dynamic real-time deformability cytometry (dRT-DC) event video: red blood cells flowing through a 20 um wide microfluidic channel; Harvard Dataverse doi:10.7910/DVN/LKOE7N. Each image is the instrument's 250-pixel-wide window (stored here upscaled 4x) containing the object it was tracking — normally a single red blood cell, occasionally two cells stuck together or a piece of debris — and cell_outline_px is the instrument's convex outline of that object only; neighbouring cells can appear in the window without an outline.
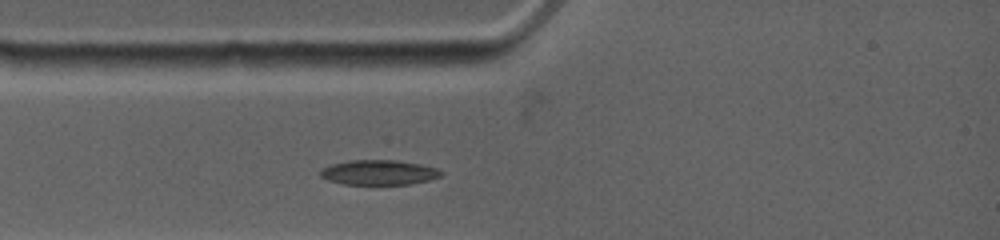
{"species": "common noctule bat (a hibernating species)", "species_latin": "Nyctalus noctula", "temperature_condition": "warm", "stored_images_in_passage": 1, "camera_frame_rate_fps": 4500, "um_per_image_px": 0.085, "animal": {"sex": "female", "body_mass_g": 19.0, "forearm_length_mm": 53.3}, "frame": {"image": 1, "passage_image": 1, "time_ms": 0.0, "image_size_px": [1000, 240], "cell_outline_px": [[444, 172], [440, 176], [428, 180], [408, 184], [344, 184], [328, 180], [320, 176], [320, 172], [324, 168], [332, 164], [348, 160], [396, 160], [420, 164], [436, 168]], "centroid_in_image_um": [32.2, 14.65], "position_along_channel_um": 52.8, "area_um2": 17.34}}